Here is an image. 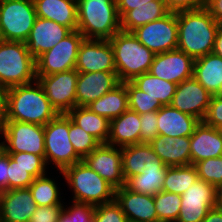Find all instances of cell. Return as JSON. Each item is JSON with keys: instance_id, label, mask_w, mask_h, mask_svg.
<instances>
[{"instance_id": "cell-1", "label": "cell", "mask_w": 222, "mask_h": 222, "mask_svg": "<svg viewBox=\"0 0 222 222\" xmlns=\"http://www.w3.org/2000/svg\"><path fill=\"white\" fill-rule=\"evenodd\" d=\"M177 49L194 60L213 51L219 24L202 6L177 13Z\"/></svg>"}, {"instance_id": "cell-2", "label": "cell", "mask_w": 222, "mask_h": 222, "mask_svg": "<svg viewBox=\"0 0 222 222\" xmlns=\"http://www.w3.org/2000/svg\"><path fill=\"white\" fill-rule=\"evenodd\" d=\"M6 95L7 121L45 126L58 115L37 79L28 84L6 89Z\"/></svg>"}, {"instance_id": "cell-3", "label": "cell", "mask_w": 222, "mask_h": 222, "mask_svg": "<svg viewBox=\"0 0 222 222\" xmlns=\"http://www.w3.org/2000/svg\"><path fill=\"white\" fill-rule=\"evenodd\" d=\"M77 30L85 39H111L121 31L115 0H77Z\"/></svg>"}, {"instance_id": "cell-4", "label": "cell", "mask_w": 222, "mask_h": 222, "mask_svg": "<svg viewBox=\"0 0 222 222\" xmlns=\"http://www.w3.org/2000/svg\"><path fill=\"white\" fill-rule=\"evenodd\" d=\"M109 41L120 82L132 81L136 76L149 72L155 54L141 44L132 32L119 31Z\"/></svg>"}, {"instance_id": "cell-5", "label": "cell", "mask_w": 222, "mask_h": 222, "mask_svg": "<svg viewBox=\"0 0 222 222\" xmlns=\"http://www.w3.org/2000/svg\"><path fill=\"white\" fill-rule=\"evenodd\" d=\"M70 188H73V201L92 206L102 205L114 200L115 188L100 177L82 160L62 172Z\"/></svg>"}, {"instance_id": "cell-6", "label": "cell", "mask_w": 222, "mask_h": 222, "mask_svg": "<svg viewBox=\"0 0 222 222\" xmlns=\"http://www.w3.org/2000/svg\"><path fill=\"white\" fill-rule=\"evenodd\" d=\"M36 80V62L25 42L0 39V88L8 89Z\"/></svg>"}, {"instance_id": "cell-7", "label": "cell", "mask_w": 222, "mask_h": 222, "mask_svg": "<svg viewBox=\"0 0 222 222\" xmlns=\"http://www.w3.org/2000/svg\"><path fill=\"white\" fill-rule=\"evenodd\" d=\"M36 17L33 0H0V39L25 42Z\"/></svg>"}, {"instance_id": "cell-8", "label": "cell", "mask_w": 222, "mask_h": 222, "mask_svg": "<svg viewBox=\"0 0 222 222\" xmlns=\"http://www.w3.org/2000/svg\"><path fill=\"white\" fill-rule=\"evenodd\" d=\"M45 162H53L62 172L65 168L82 161L75 153L69 139V117L58 114L44 126Z\"/></svg>"}, {"instance_id": "cell-9", "label": "cell", "mask_w": 222, "mask_h": 222, "mask_svg": "<svg viewBox=\"0 0 222 222\" xmlns=\"http://www.w3.org/2000/svg\"><path fill=\"white\" fill-rule=\"evenodd\" d=\"M84 36L78 30L72 31L54 47L36 60V76H47L75 69L78 49Z\"/></svg>"}, {"instance_id": "cell-10", "label": "cell", "mask_w": 222, "mask_h": 222, "mask_svg": "<svg viewBox=\"0 0 222 222\" xmlns=\"http://www.w3.org/2000/svg\"><path fill=\"white\" fill-rule=\"evenodd\" d=\"M6 153H31L45 160L44 126L20 121H7L2 132Z\"/></svg>"}, {"instance_id": "cell-11", "label": "cell", "mask_w": 222, "mask_h": 222, "mask_svg": "<svg viewBox=\"0 0 222 222\" xmlns=\"http://www.w3.org/2000/svg\"><path fill=\"white\" fill-rule=\"evenodd\" d=\"M139 42L154 54L177 49V13L169 12L164 17L140 26L132 31Z\"/></svg>"}, {"instance_id": "cell-12", "label": "cell", "mask_w": 222, "mask_h": 222, "mask_svg": "<svg viewBox=\"0 0 222 222\" xmlns=\"http://www.w3.org/2000/svg\"><path fill=\"white\" fill-rule=\"evenodd\" d=\"M36 79L58 114H67L77 106L78 72L76 69L47 76H36Z\"/></svg>"}, {"instance_id": "cell-13", "label": "cell", "mask_w": 222, "mask_h": 222, "mask_svg": "<svg viewBox=\"0 0 222 222\" xmlns=\"http://www.w3.org/2000/svg\"><path fill=\"white\" fill-rule=\"evenodd\" d=\"M215 207V187L197 179L181 194V208L176 222H202L208 211Z\"/></svg>"}, {"instance_id": "cell-14", "label": "cell", "mask_w": 222, "mask_h": 222, "mask_svg": "<svg viewBox=\"0 0 222 222\" xmlns=\"http://www.w3.org/2000/svg\"><path fill=\"white\" fill-rule=\"evenodd\" d=\"M75 69L78 73L116 72L110 41L84 38L78 49Z\"/></svg>"}, {"instance_id": "cell-15", "label": "cell", "mask_w": 222, "mask_h": 222, "mask_svg": "<svg viewBox=\"0 0 222 222\" xmlns=\"http://www.w3.org/2000/svg\"><path fill=\"white\" fill-rule=\"evenodd\" d=\"M83 161L115 189L125 185L121 147L100 144Z\"/></svg>"}, {"instance_id": "cell-16", "label": "cell", "mask_w": 222, "mask_h": 222, "mask_svg": "<svg viewBox=\"0 0 222 222\" xmlns=\"http://www.w3.org/2000/svg\"><path fill=\"white\" fill-rule=\"evenodd\" d=\"M194 59L178 49L155 54L149 73L179 84L193 77Z\"/></svg>"}, {"instance_id": "cell-17", "label": "cell", "mask_w": 222, "mask_h": 222, "mask_svg": "<svg viewBox=\"0 0 222 222\" xmlns=\"http://www.w3.org/2000/svg\"><path fill=\"white\" fill-rule=\"evenodd\" d=\"M211 97L212 95L194 77H191L177 85L170 105L203 121Z\"/></svg>"}, {"instance_id": "cell-18", "label": "cell", "mask_w": 222, "mask_h": 222, "mask_svg": "<svg viewBox=\"0 0 222 222\" xmlns=\"http://www.w3.org/2000/svg\"><path fill=\"white\" fill-rule=\"evenodd\" d=\"M71 32L68 27L60 25L57 22L36 17L25 44L30 55L36 60Z\"/></svg>"}, {"instance_id": "cell-19", "label": "cell", "mask_w": 222, "mask_h": 222, "mask_svg": "<svg viewBox=\"0 0 222 222\" xmlns=\"http://www.w3.org/2000/svg\"><path fill=\"white\" fill-rule=\"evenodd\" d=\"M120 83L117 72L78 73L76 85L77 106H88L91 102L112 91Z\"/></svg>"}, {"instance_id": "cell-20", "label": "cell", "mask_w": 222, "mask_h": 222, "mask_svg": "<svg viewBox=\"0 0 222 222\" xmlns=\"http://www.w3.org/2000/svg\"><path fill=\"white\" fill-rule=\"evenodd\" d=\"M37 207L29 187L0 192V222H29Z\"/></svg>"}, {"instance_id": "cell-21", "label": "cell", "mask_w": 222, "mask_h": 222, "mask_svg": "<svg viewBox=\"0 0 222 222\" xmlns=\"http://www.w3.org/2000/svg\"><path fill=\"white\" fill-rule=\"evenodd\" d=\"M114 199L129 222H159L153 195L136 193L122 186L115 189Z\"/></svg>"}, {"instance_id": "cell-22", "label": "cell", "mask_w": 222, "mask_h": 222, "mask_svg": "<svg viewBox=\"0 0 222 222\" xmlns=\"http://www.w3.org/2000/svg\"><path fill=\"white\" fill-rule=\"evenodd\" d=\"M190 165L222 156V133L219 129L206 125L203 121L195 127L190 137Z\"/></svg>"}, {"instance_id": "cell-23", "label": "cell", "mask_w": 222, "mask_h": 222, "mask_svg": "<svg viewBox=\"0 0 222 222\" xmlns=\"http://www.w3.org/2000/svg\"><path fill=\"white\" fill-rule=\"evenodd\" d=\"M158 135L164 137H191L200 120L190 114L180 112L171 105L162 106L157 111Z\"/></svg>"}, {"instance_id": "cell-24", "label": "cell", "mask_w": 222, "mask_h": 222, "mask_svg": "<svg viewBox=\"0 0 222 222\" xmlns=\"http://www.w3.org/2000/svg\"><path fill=\"white\" fill-rule=\"evenodd\" d=\"M149 145L168 167L190 165V137H164L157 135Z\"/></svg>"}, {"instance_id": "cell-25", "label": "cell", "mask_w": 222, "mask_h": 222, "mask_svg": "<svg viewBox=\"0 0 222 222\" xmlns=\"http://www.w3.org/2000/svg\"><path fill=\"white\" fill-rule=\"evenodd\" d=\"M140 115L130 109L110 121L108 145L124 147L140 144Z\"/></svg>"}, {"instance_id": "cell-26", "label": "cell", "mask_w": 222, "mask_h": 222, "mask_svg": "<svg viewBox=\"0 0 222 222\" xmlns=\"http://www.w3.org/2000/svg\"><path fill=\"white\" fill-rule=\"evenodd\" d=\"M36 16L77 30V0H34Z\"/></svg>"}, {"instance_id": "cell-27", "label": "cell", "mask_w": 222, "mask_h": 222, "mask_svg": "<svg viewBox=\"0 0 222 222\" xmlns=\"http://www.w3.org/2000/svg\"><path fill=\"white\" fill-rule=\"evenodd\" d=\"M167 169L168 166L160 159L150 162L145 164L140 174L129 177L124 186L133 192L154 196L162 191Z\"/></svg>"}, {"instance_id": "cell-28", "label": "cell", "mask_w": 222, "mask_h": 222, "mask_svg": "<svg viewBox=\"0 0 222 222\" xmlns=\"http://www.w3.org/2000/svg\"><path fill=\"white\" fill-rule=\"evenodd\" d=\"M193 77L212 95L222 87V57L213 52L194 60Z\"/></svg>"}, {"instance_id": "cell-29", "label": "cell", "mask_w": 222, "mask_h": 222, "mask_svg": "<svg viewBox=\"0 0 222 222\" xmlns=\"http://www.w3.org/2000/svg\"><path fill=\"white\" fill-rule=\"evenodd\" d=\"M86 107L97 115L107 118L109 121L119 117L129 109L126 82H121L112 91L107 92Z\"/></svg>"}, {"instance_id": "cell-30", "label": "cell", "mask_w": 222, "mask_h": 222, "mask_svg": "<svg viewBox=\"0 0 222 222\" xmlns=\"http://www.w3.org/2000/svg\"><path fill=\"white\" fill-rule=\"evenodd\" d=\"M67 115L76 125L101 144H107L110 133V121L107 118L97 115L85 106H76Z\"/></svg>"}, {"instance_id": "cell-31", "label": "cell", "mask_w": 222, "mask_h": 222, "mask_svg": "<svg viewBox=\"0 0 222 222\" xmlns=\"http://www.w3.org/2000/svg\"><path fill=\"white\" fill-rule=\"evenodd\" d=\"M122 152V172L125 181L134 175L140 174L145 169V164L158 161L152 147L147 143L134 144L121 147Z\"/></svg>"}, {"instance_id": "cell-32", "label": "cell", "mask_w": 222, "mask_h": 222, "mask_svg": "<svg viewBox=\"0 0 222 222\" xmlns=\"http://www.w3.org/2000/svg\"><path fill=\"white\" fill-rule=\"evenodd\" d=\"M169 13L164 0L150 1L128 11L121 18V31L132 32L136 28L158 20Z\"/></svg>"}, {"instance_id": "cell-33", "label": "cell", "mask_w": 222, "mask_h": 222, "mask_svg": "<svg viewBox=\"0 0 222 222\" xmlns=\"http://www.w3.org/2000/svg\"><path fill=\"white\" fill-rule=\"evenodd\" d=\"M131 82L163 106L171 104L177 88V84L158 78L149 72L136 76Z\"/></svg>"}, {"instance_id": "cell-34", "label": "cell", "mask_w": 222, "mask_h": 222, "mask_svg": "<svg viewBox=\"0 0 222 222\" xmlns=\"http://www.w3.org/2000/svg\"><path fill=\"white\" fill-rule=\"evenodd\" d=\"M198 179L194 165L168 167L162 191L183 194Z\"/></svg>"}, {"instance_id": "cell-35", "label": "cell", "mask_w": 222, "mask_h": 222, "mask_svg": "<svg viewBox=\"0 0 222 222\" xmlns=\"http://www.w3.org/2000/svg\"><path fill=\"white\" fill-rule=\"evenodd\" d=\"M29 189L37 206L63 205L59 200L60 193L55 181L46 175L34 178Z\"/></svg>"}, {"instance_id": "cell-36", "label": "cell", "mask_w": 222, "mask_h": 222, "mask_svg": "<svg viewBox=\"0 0 222 222\" xmlns=\"http://www.w3.org/2000/svg\"><path fill=\"white\" fill-rule=\"evenodd\" d=\"M154 204L159 222H176L181 208V195L161 191L154 195Z\"/></svg>"}, {"instance_id": "cell-37", "label": "cell", "mask_w": 222, "mask_h": 222, "mask_svg": "<svg viewBox=\"0 0 222 222\" xmlns=\"http://www.w3.org/2000/svg\"><path fill=\"white\" fill-rule=\"evenodd\" d=\"M69 139L75 153L83 160L101 143L89 133H86L69 118Z\"/></svg>"}, {"instance_id": "cell-38", "label": "cell", "mask_w": 222, "mask_h": 222, "mask_svg": "<svg viewBox=\"0 0 222 222\" xmlns=\"http://www.w3.org/2000/svg\"><path fill=\"white\" fill-rule=\"evenodd\" d=\"M128 93L129 109L139 115L158 111L163 105L159 101H154L146 92L141 91L131 81H126Z\"/></svg>"}, {"instance_id": "cell-39", "label": "cell", "mask_w": 222, "mask_h": 222, "mask_svg": "<svg viewBox=\"0 0 222 222\" xmlns=\"http://www.w3.org/2000/svg\"><path fill=\"white\" fill-rule=\"evenodd\" d=\"M194 166L198 179L210 183L215 188L222 184V156L197 162Z\"/></svg>"}, {"instance_id": "cell-40", "label": "cell", "mask_w": 222, "mask_h": 222, "mask_svg": "<svg viewBox=\"0 0 222 222\" xmlns=\"http://www.w3.org/2000/svg\"><path fill=\"white\" fill-rule=\"evenodd\" d=\"M8 154L15 161V165L26 169L34 178L46 175V162L41 156L25 152Z\"/></svg>"}, {"instance_id": "cell-41", "label": "cell", "mask_w": 222, "mask_h": 222, "mask_svg": "<svg viewBox=\"0 0 222 222\" xmlns=\"http://www.w3.org/2000/svg\"><path fill=\"white\" fill-rule=\"evenodd\" d=\"M94 209L90 204L73 201L71 207L63 208L58 222H95Z\"/></svg>"}, {"instance_id": "cell-42", "label": "cell", "mask_w": 222, "mask_h": 222, "mask_svg": "<svg viewBox=\"0 0 222 222\" xmlns=\"http://www.w3.org/2000/svg\"><path fill=\"white\" fill-rule=\"evenodd\" d=\"M94 216L95 222H129L115 199L95 206Z\"/></svg>"}, {"instance_id": "cell-43", "label": "cell", "mask_w": 222, "mask_h": 222, "mask_svg": "<svg viewBox=\"0 0 222 222\" xmlns=\"http://www.w3.org/2000/svg\"><path fill=\"white\" fill-rule=\"evenodd\" d=\"M34 177L26 169L15 165V161L9 156L8 190L16 188H28Z\"/></svg>"}, {"instance_id": "cell-44", "label": "cell", "mask_w": 222, "mask_h": 222, "mask_svg": "<svg viewBox=\"0 0 222 222\" xmlns=\"http://www.w3.org/2000/svg\"><path fill=\"white\" fill-rule=\"evenodd\" d=\"M141 131L140 144H149L158 135L157 111L148 112L140 115Z\"/></svg>"}, {"instance_id": "cell-45", "label": "cell", "mask_w": 222, "mask_h": 222, "mask_svg": "<svg viewBox=\"0 0 222 222\" xmlns=\"http://www.w3.org/2000/svg\"><path fill=\"white\" fill-rule=\"evenodd\" d=\"M203 122L214 128L222 127V97L212 96Z\"/></svg>"}, {"instance_id": "cell-46", "label": "cell", "mask_w": 222, "mask_h": 222, "mask_svg": "<svg viewBox=\"0 0 222 222\" xmlns=\"http://www.w3.org/2000/svg\"><path fill=\"white\" fill-rule=\"evenodd\" d=\"M64 205L38 206L29 222H58Z\"/></svg>"}, {"instance_id": "cell-47", "label": "cell", "mask_w": 222, "mask_h": 222, "mask_svg": "<svg viewBox=\"0 0 222 222\" xmlns=\"http://www.w3.org/2000/svg\"><path fill=\"white\" fill-rule=\"evenodd\" d=\"M169 12L193 10L204 6V0H164Z\"/></svg>"}, {"instance_id": "cell-48", "label": "cell", "mask_w": 222, "mask_h": 222, "mask_svg": "<svg viewBox=\"0 0 222 222\" xmlns=\"http://www.w3.org/2000/svg\"><path fill=\"white\" fill-rule=\"evenodd\" d=\"M9 154L4 150L0 153V192L8 190Z\"/></svg>"}, {"instance_id": "cell-49", "label": "cell", "mask_w": 222, "mask_h": 222, "mask_svg": "<svg viewBox=\"0 0 222 222\" xmlns=\"http://www.w3.org/2000/svg\"><path fill=\"white\" fill-rule=\"evenodd\" d=\"M150 1L155 0H117V10L120 19L130 10L143 6Z\"/></svg>"}, {"instance_id": "cell-50", "label": "cell", "mask_w": 222, "mask_h": 222, "mask_svg": "<svg viewBox=\"0 0 222 222\" xmlns=\"http://www.w3.org/2000/svg\"><path fill=\"white\" fill-rule=\"evenodd\" d=\"M204 7L215 21L222 25V0H204Z\"/></svg>"}, {"instance_id": "cell-51", "label": "cell", "mask_w": 222, "mask_h": 222, "mask_svg": "<svg viewBox=\"0 0 222 222\" xmlns=\"http://www.w3.org/2000/svg\"><path fill=\"white\" fill-rule=\"evenodd\" d=\"M7 122V95L6 89L0 88V134Z\"/></svg>"}, {"instance_id": "cell-52", "label": "cell", "mask_w": 222, "mask_h": 222, "mask_svg": "<svg viewBox=\"0 0 222 222\" xmlns=\"http://www.w3.org/2000/svg\"><path fill=\"white\" fill-rule=\"evenodd\" d=\"M202 222H222V209L217 207L210 209Z\"/></svg>"}, {"instance_id": "cell-53", "label": "cell", "mask_w": 222, "mask_h": 222, "mask_svg": "<svg viewBox=\"0 0 222 222\" xmlns=\"http://www.w3.org/2000/svg\"><path fill=\"white\" fill-rule=\"evenodd\" d=\"M212 52L222 57V25H219V28L216 34V39L214 41V48Z\"/></svg>"}, {"instance_id": "cell-54", "label": "cell", "mask_w": 222, "mask_h": 222, "mask_svg": "<svg viewBox=\"0 0 222 222\" xmlns=\"http://www.w3.org/2000/svg\"><path fill=\"white\" fill-rule=\"evenodd\" d=\"M216 207L222 209V184L215 188Z\"/></svg>"}, {"instance_id": "cell-55", "label": "cell", "mask_w": 222, "mask_h": 222, "mask_svg": "<svg viewBox=\"0 0 222 222\" xmlns=\"http://www.w3.org/2000/svg\"><path fill=\"white\" fill-rule=\"evenodd\" d=\"M3 151V142L0 143V153Z\"/></svg>"}, {"instance_id": "cell-56", "label": "cell", "mask_w": 222, "mask_h": 222, "mask_svg": "<svg viewBox=\"0 0 222 222\" xmlns=\"http://www.w3.org/2000/svg\"><path fill=\"white\" fill-rule=\"evenodd\" d=\"M217 96H220L222 97V87H221V90L219 91L218 95Z\"/></svg>"}]
</instances>
